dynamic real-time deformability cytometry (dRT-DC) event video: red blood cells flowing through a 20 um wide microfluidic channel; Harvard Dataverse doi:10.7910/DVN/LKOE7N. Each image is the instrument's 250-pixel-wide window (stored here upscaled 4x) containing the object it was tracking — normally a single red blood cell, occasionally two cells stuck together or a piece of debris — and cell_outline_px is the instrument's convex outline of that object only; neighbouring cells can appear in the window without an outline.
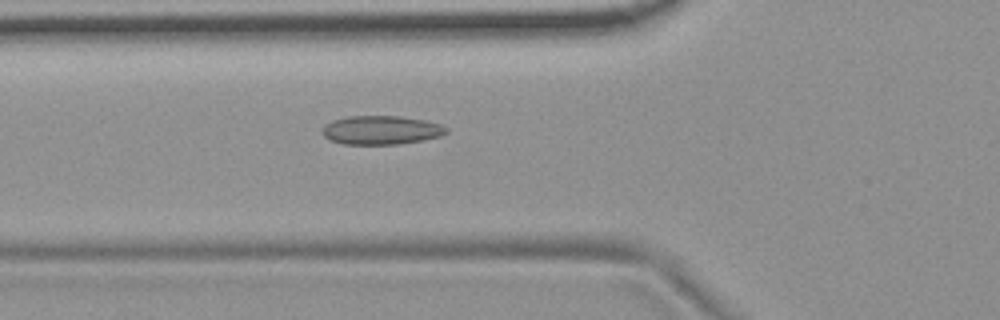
{"species": "common noctule bat (a hibernating species)", "species_latin": "Nyctalus noctula", "temperature_condition": "room temperature", "stored_images_in_passage": 54, "camera_frame_rate_fps": 3000, "um_per_image_px": 0.085, "animal": {"sex": "female", "body_mass_g": 19.9}, "frame": {"image": 1, "passage_image": 19, "time_ms": 6.0, "image_size_px": [1000, 320], "cell_outline_px": [[448, 132], [440, 136], [424, 140], [396, 144], [344, 144], [328, 140], [324, 136], [324, 124], [332, 120], [348, 116], [400, 116], [424, 120], [440, 124], [448, 128]], "centroid_in_image_um": [32.4, 11.05], "position_along_channel_um": 93.4, "area_um2": 20.81}}
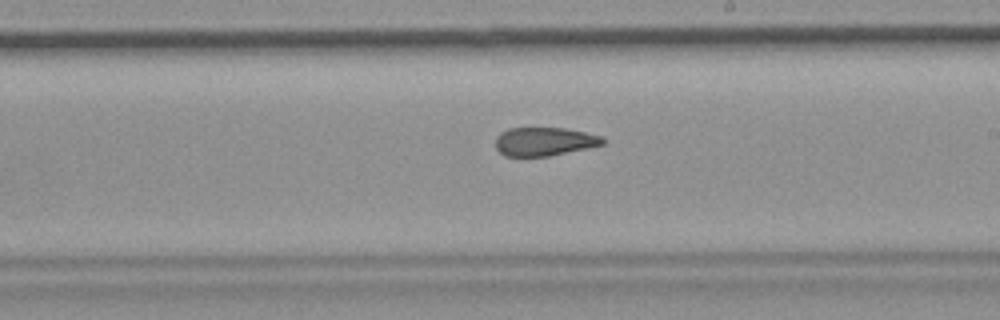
{"frame": {"image": 2, "passage_image": 31, "time_ms": 10.0, "image_size_px": [1000, 320], "cell_outline_px": [[608, 140], [604, 144], [588, 148], [548, 156], [504, 156], [496, 148], [496, 136], [500, 132], [508, 128], [564, 128], [604, 136]], "centroid_in_image_um": [46.29, 12.02], "position_along_channel_um": 242.7, "area_um2": 17.98}}
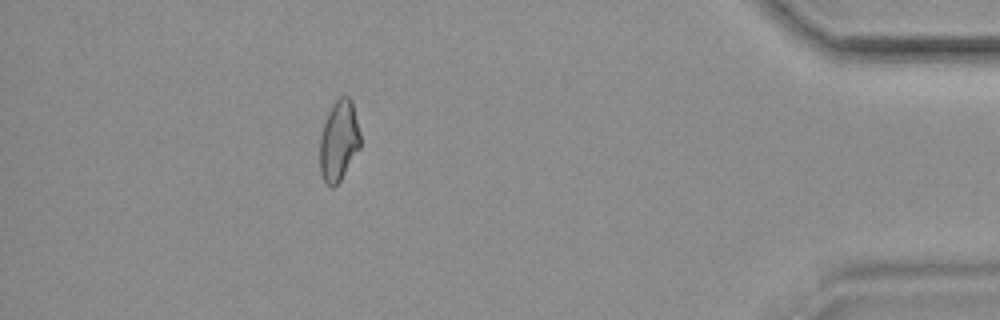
{"frame": {"image": 3, "passage_image": 48, "time_ms": 15.667, "image_size_px": [1000, 320], "cell_outline_px": [[360, 148], [340, 180], [332, 188], [324, 180], [320, 172], [320, 136], [328, 112], [332, 104], [340, 96], [348, 96], [352, 100], [360, 132]], "centroid_in_image_um": [28.81, 11.94], "position_along_channel_um": 406.4, "area_um2": 18.9}, "authors_computed_cell_mechanics": {"area_um2": 19.5942, "velocity_mm_per_s": 3.736, "shape_relaxation_time_tau1_ms": null, "shape_relaxation_time_tau2_ms": 3.0743, "deformation_change_tau1": null, "deformation_change_tau2": 0.0816}}